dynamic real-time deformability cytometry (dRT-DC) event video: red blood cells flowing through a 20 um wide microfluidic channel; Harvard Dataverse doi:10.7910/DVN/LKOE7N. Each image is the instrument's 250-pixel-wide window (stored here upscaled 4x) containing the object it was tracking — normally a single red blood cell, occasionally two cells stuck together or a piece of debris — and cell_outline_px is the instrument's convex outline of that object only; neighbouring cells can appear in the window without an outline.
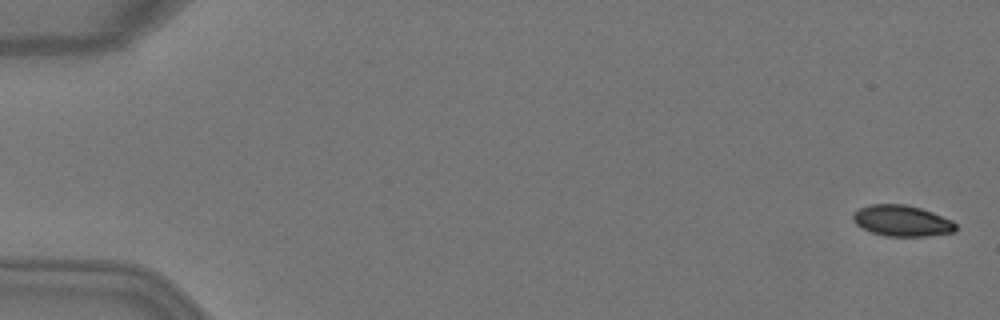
{"species": "Egyptian fruit bat (a non-hibernating species)", "species_latin": "Rousettus aegyptiacus", "temperature_condition": "warm", "stored_images_in_passage": 5, "camera_frame_rate_fps": 3000, "um_per_image_px": 0.085, "animal": {"sex": "female"}, "frame": {"image": 1, "passage_image": 1, "time_ms": 0.0, "image_size_px": [1000, 320], "cell_outline_px": [[956, 232], [928, 236], [884, 236], [872, 232], [856, 224], [852, 220], [852, 212], [868, 204], [904, 204], [920, 208], [932, 212], [952, 220], [956, 224]], "centroid_in_image_um": [76.66, 18.76], "position_along_channel_um": 8.3, "area_um2": 18.67}}
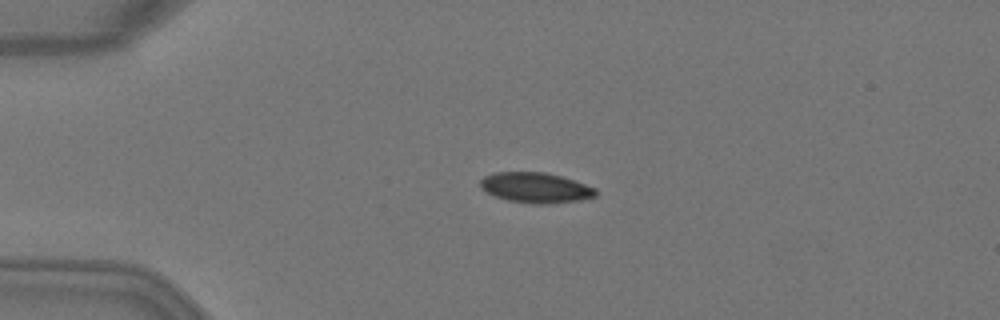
{"frame": {"image": 2, "passage_image": 4, "time_ms": 1.0, "image_size_px": [1000, 320], "cell_outline_px": [[596, 196], [580, 200], [552, 204], [532, 204], [508, 200], [496, 196], [480, 188], [480, 180], [484, 176], [492, 172], [544, 172], [560, 176], [596, 188]], "centroid_in_image_um": [45.51, 15.96], "position_along_channel_um": 39.5, "area_um2": 20.35}}